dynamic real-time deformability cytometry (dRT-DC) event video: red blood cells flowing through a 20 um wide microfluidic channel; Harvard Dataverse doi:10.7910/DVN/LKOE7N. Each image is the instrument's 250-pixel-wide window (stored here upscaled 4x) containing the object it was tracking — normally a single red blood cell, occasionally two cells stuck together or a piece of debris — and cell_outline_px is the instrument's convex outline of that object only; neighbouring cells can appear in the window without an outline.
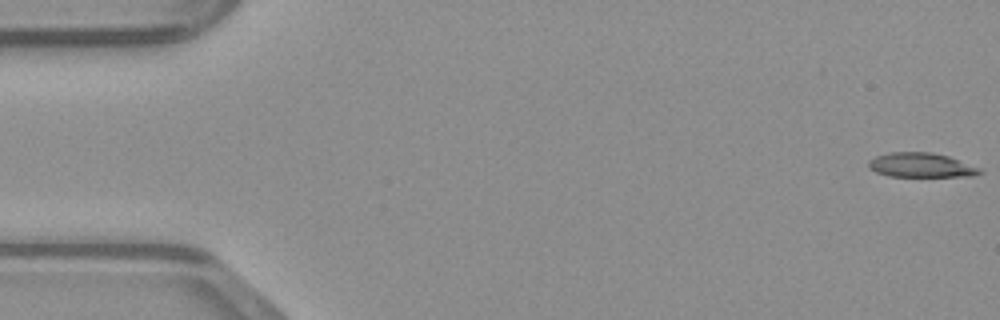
{"species": "common noctule bat (a hibernating species)", "species_latin": "Nyctalus noctula", "temperature_condition": "warm", "stored_images_in_passage": 49, "camera_frame_rate_fps": 3000, "um_per_image_px": 0.085, "animal": {"sex": "male", "body_mass_g": 23.1, "forearm_length_mm": 52.7}, "frame": {"image": 1, "passage_image": 1, "time_ms": 0.0, "image_size_px": [1000, 320], "cell_outline_px": [[984, 172], [972, 176], [888, 176], [876, 172], [868, 168], [868, 160], [876, 156], [888, 152], [932, 152], [948, 156], [980, 168]], "centroid_in_image_um": [78.26, 14.03], "position_along_channel_um": 6.7, "area_um2": 15.84}}
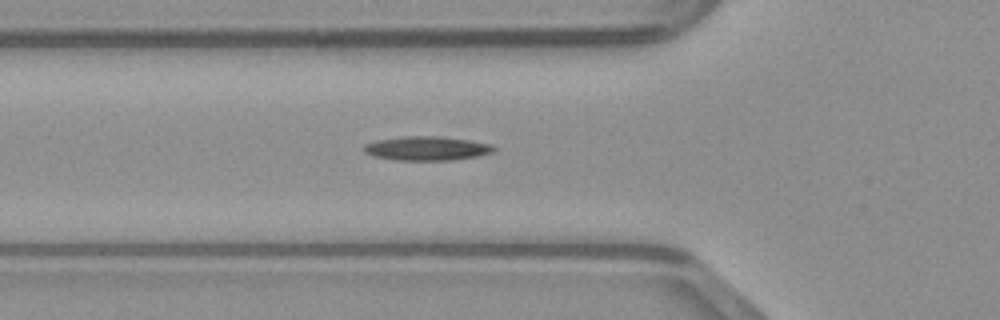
{"frame": {"image": 2, "passage_image": 17, "time_ms": 5.333, "image_size_px": [1000, 320], "cell_outline_px": [[496, 148], [492, 152], [476, 156], [452, 160], [396, 160], [372, 156], [364, 152], [364, 144], [376, 140], [404, 136], [436, 136], [468, 140], [492, 144]], "centroid_in_image_um": [36.24, 12.61], "position_along_channel_um": 89.6, "area_um2": 18.15}}
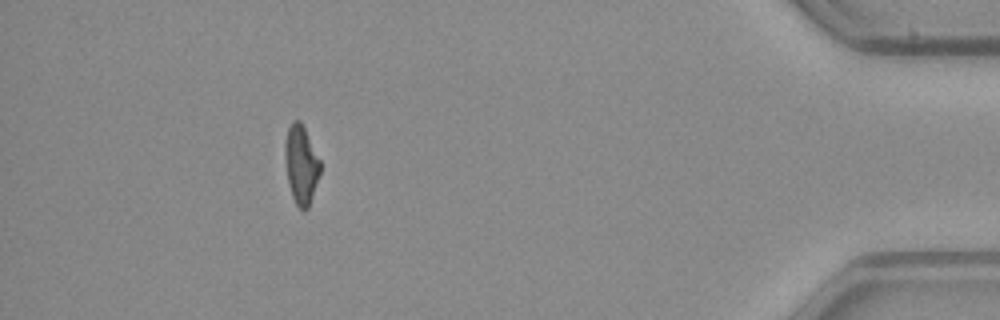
{"frame": {"image": 3, "passage_image": 44, "time_ms": 14.333, "image_size_px": [1000, 320], "cell_outline_px": [[320, 172], [308, 208], [304, 212], [296, 204], [292, 196], [288, 184], [284, 156], [284, 144], [288, 128], [292, 120], [300, 120], [320, 160]], "centroid_in_image_um": [25.57, 13.99], "position_along_channel_um": 409.6, "area_um2": 16.07}}